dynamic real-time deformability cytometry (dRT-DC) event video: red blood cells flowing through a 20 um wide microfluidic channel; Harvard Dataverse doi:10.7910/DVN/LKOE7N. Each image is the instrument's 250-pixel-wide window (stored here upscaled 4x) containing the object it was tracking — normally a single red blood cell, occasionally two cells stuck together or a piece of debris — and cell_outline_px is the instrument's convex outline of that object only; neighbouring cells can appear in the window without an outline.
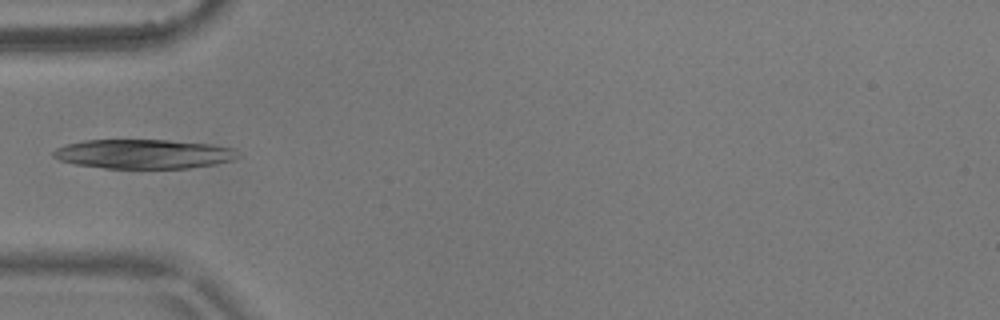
{"species": "common noctule bat (a hibernating species)", "species_latin": "Nyctalus noctula", "temperature_condition": "warm", "stored_images_in_passage": 4, "camera_frame_rate_fps": 3000, "um_per_image_px": 0.085, "animal": {"sex": "male", "body_mass_g": 17.9}, "frame": {"image": 1, "passage_image": 4, "time_ms": 1.0, "image_size_px": [1000, 320], "cell_outline_px": [[240, 156], [232, 160], [216, 164], [188, 168], [104, 168], [76, 164], [60, 160], [52, 156], [52, 152], [56, 148], [68, 144], [84, 140], [168, 140], [212, 144], [232, 148]], "centroid_in_image_um": [12.21, 13.09], "position_along_channel_um": 72.8, "area_um2": 31.44}}